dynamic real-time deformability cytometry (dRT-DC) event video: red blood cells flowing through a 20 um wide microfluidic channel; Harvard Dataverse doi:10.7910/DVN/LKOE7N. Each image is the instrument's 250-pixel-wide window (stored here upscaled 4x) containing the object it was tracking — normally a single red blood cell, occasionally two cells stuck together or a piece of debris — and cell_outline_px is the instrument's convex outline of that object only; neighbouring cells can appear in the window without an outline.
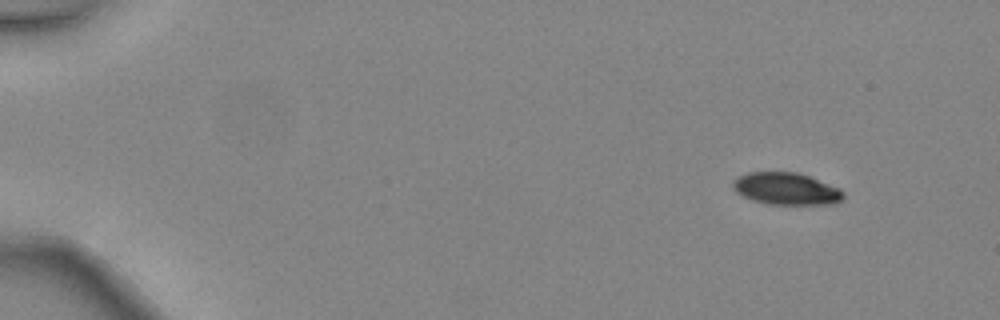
{"species": "common noctule bat (a hibernating species)", "species_latin": "Nyctalus noctula", "temperature_condition": "warm", "stored_images_in_passage": 4, "camera_frame_rate_fps": 3000, "um_per_image_px": 0.085, "animal": {"sex": "female", "body_mass_g": 24.6, "forearm_length_mm": 56.2}, "frame": {"image": 1, "passage_image": 1, "time_ms": 0.0, "image_size_px": [1000, 320], "cell_outline_px": [[844, 196], [836, 204], [768, 204], [752, 200], [736, 192], [732, 188], [732, 180], [748, 172], [796, 172], [808, 176], [840, 188], [844, 192]], "centroid_in_image_um": [66.82, 16.04], "position_along_channel_um": 18.2, "area_um2": 20.63}}
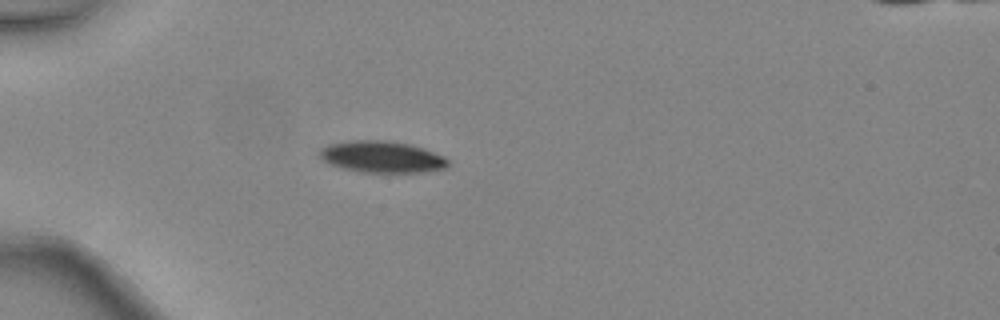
{"frame": {"image": 2, "passage_image": 4, "time_ms": 1.0, "image_size_px": [1000, 320], "cell_outline_px": [[448, 168], [428, 172], [364, 172], [344, 168], [332, 164], [324, 160], [320, 156], [320, 148], [328, 144], [352, 140], [384, 140], [408, 144], [424, 148], [444, 156], [448, 160]], "centroid_in_image_um": [32.51, 13.33], "position_along_channel_um": 52.5, "area_um2": 23.52}}